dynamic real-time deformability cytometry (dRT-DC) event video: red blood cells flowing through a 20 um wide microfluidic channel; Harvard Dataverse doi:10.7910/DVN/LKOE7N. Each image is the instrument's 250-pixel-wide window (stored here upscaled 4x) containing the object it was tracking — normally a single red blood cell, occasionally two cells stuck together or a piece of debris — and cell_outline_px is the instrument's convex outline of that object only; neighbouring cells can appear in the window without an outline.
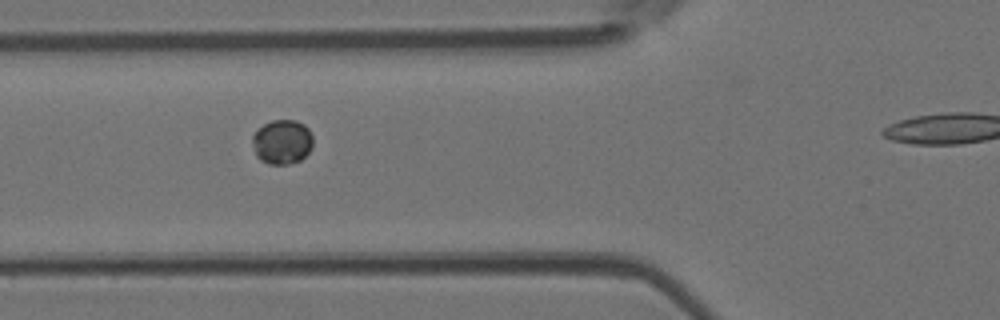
{"species": "Egyptian fruit bat (a non-hibernating species)", "species_latin": "Rousettus aegyptiacus", "temperature_condition": "room temperature", "stored_images_in_passage": 5, "segment_of_instrument_passage": [1, 2], "camera_frame_rate_fps": 3000, "um_per_image_px": 0.085, "animal": {"sex": "female"}, "frame": {"image": 1, "passage_image": 3, "time_ms": 0.667, "image_size_px": [1000, 320], "cell_outline_px": [[312, 148], [300, 160], [288, 164], [268, 164], [260, 160], [256, 156], [252, 144], [252, 136], [264, 124], [272, 120], [296, 120], [304, 124], [308, 128], [312, 136]], "centroid_in_image_um": [23.98, 12.06], "position_along_channel_um": 101.8, "area_um2": 15.72}}
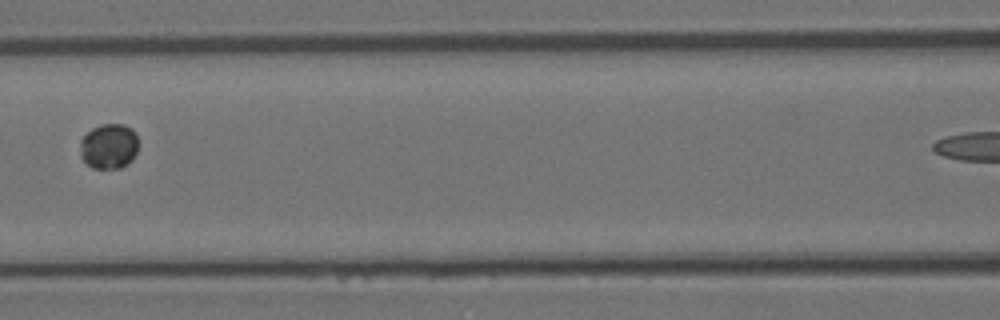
{"frame": {"image": 2, "passage_image": 4, "time_ms": 1.0, "image_size_px": [1000, 320], "cell_outline_px": [[136, 152], [132, 160], [128, 164], [120, 168], [92, 168], [80, 156], [80, 140], [92, 128], [100, 124], [124, 124], [132, 128], [136, 132]], "centroid_in_image_um": [9.25, 12.42], "position_along_channel_um": 157.4, "area_um2": 15.37}}